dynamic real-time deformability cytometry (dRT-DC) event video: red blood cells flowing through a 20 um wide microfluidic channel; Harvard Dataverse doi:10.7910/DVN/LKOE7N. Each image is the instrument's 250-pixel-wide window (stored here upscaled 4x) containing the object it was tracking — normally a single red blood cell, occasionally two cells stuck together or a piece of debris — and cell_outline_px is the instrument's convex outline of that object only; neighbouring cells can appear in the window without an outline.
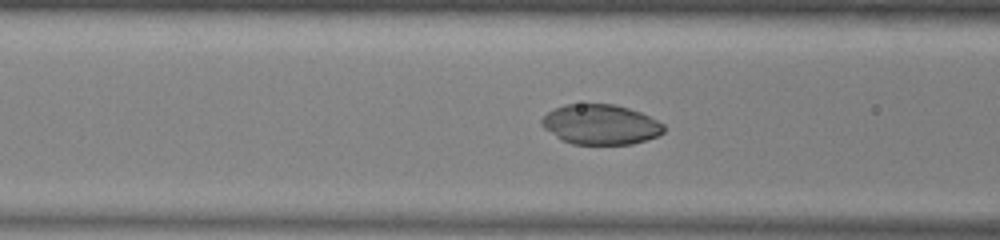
{"species": "common noctule bat (a hibernating species)", "species_latin": "Nyctalus noctula", "temperature_condition": "warm", "stored_images_in_passage": 51, "camera_frame_rate_fps": 3000, "um_per_image_px": 0.085, "animal": {"sex": "male", "body_mass_g": 13.0, "forearm_length_mm": 53.1}, "frame": {"image": 1, "passage_image": 19, "time_ms": 6.0, "image_size_px": [1000, 240], "cell_outline_px": [[664, 132], [656, 136], [632, 144], [572, 144], [560, 140], [544, 128], [540, 124], [540, 120], [548, 112], [564, 104], [616, 104], [640, 112], [664, 124]], "centroid_in_image_um": [51.02, 10.58], "position_along_channel_um": 115.6, "area_um2": 28.44}}
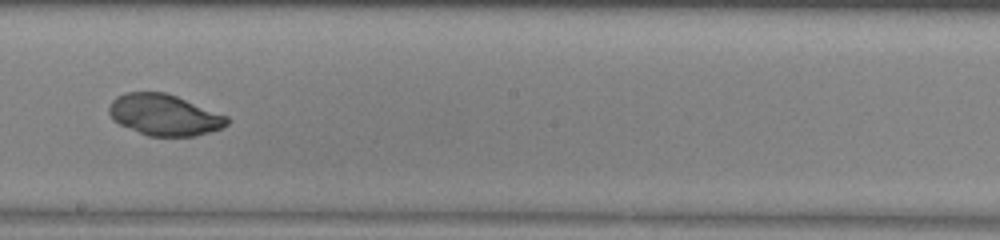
{"frame": {"image": 2, "passage_image": 28, "time_ms": 9.0, "image_size_px": [1000, 240], "cell_outline_px": [[228, 124], [220, 128], [196, 136], [148, 136], [120, 124], [112, 120], [108, 112], [108, 108], [112, 100], [116, 96], [124, 92], [164, 92], [176, 96], [228, 116]], "centroid_in_image_um": [13.93, 9.76], "position_along_channel_um": 234.3, "area_um2": 28.21}}
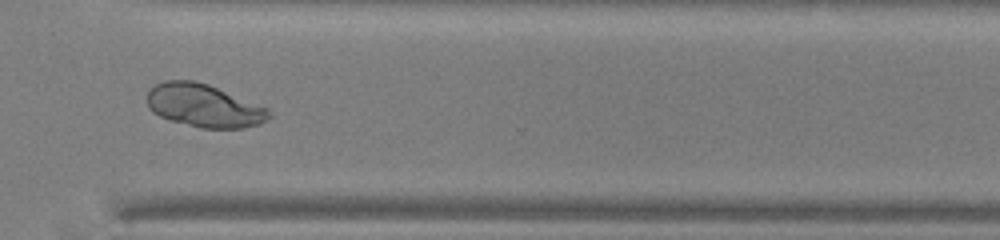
{"frame": {"image": 3, "passage_image": 37, "time_ms": 12.0, "image_size_px": [1000, 240], "cell_outline_px": [[272, 116], [260, 124], [244, 128], [200, 128], [172, 120], [160, 116], [152, 112], [148, 108], [148, 92], [156, 84], [164, 80], [192, 80], [208, 84], [268, 108], [272, 112]], "centroid_in_image_um": [17.36, 8.98], "position_along_channel_um": 353.2, "area_um2": 30.46}}